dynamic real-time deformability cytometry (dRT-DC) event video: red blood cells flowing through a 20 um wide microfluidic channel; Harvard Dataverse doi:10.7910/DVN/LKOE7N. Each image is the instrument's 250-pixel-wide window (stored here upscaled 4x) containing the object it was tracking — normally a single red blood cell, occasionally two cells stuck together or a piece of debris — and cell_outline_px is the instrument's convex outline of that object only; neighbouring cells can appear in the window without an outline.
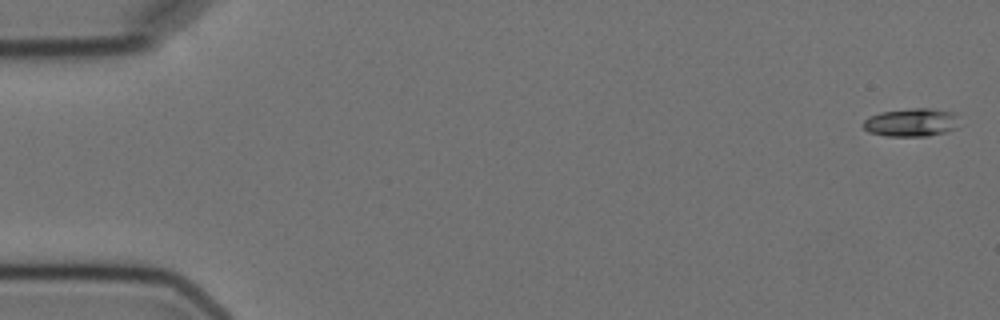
{"species": "Egyptian fruit bat (a non-hibernating species)", "species_latin": "Rousettus aegyptiacus", "temperature_condition": "cold", "stored_images_in_passage": 6, "segment_of_instrument_passage": [1, 2], "camera_frame_rate_fps": 3000, "um_per_image_px": 0.085, "animal": {"sex": "female"}, "frame": {"image": 1, "passage_image": 1, "time_ms": 0.0, "image_size_px": [1000, 320], "cell_outline_px": [[956, 128], [944, 132], [928, 136], [884, 136], [868, 132], [864, 128], [864, 120], [868, 116], [880, 112], [912, 108], [932, 108], [952, 112], [956, 116]], "centroid_in_image_um": [77.41, 10.4], "position_along_channel_um": 7.6, "area_um2": 15.72}}
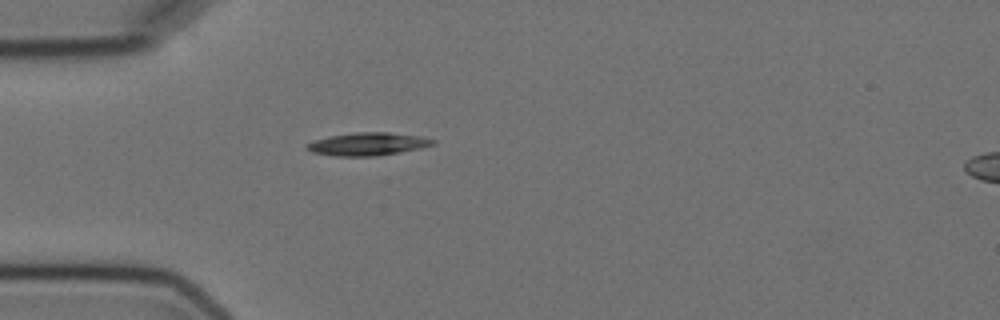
{"frame": {"image": 2, "passage_image": 5, "time_ms": 5.0, "image_size_px": [1000, 320], "cell_outline_px": [[436, 144], [420, 148], [400, 152], [376, 156], [332, 156], [312, 152], [304, 148], [304, 144], [328, 136], [356, 132], [388, 132], [420, 136], [436, 140]], "centroid_in_image_um": [31.24, 12.24], "position_along_channel_um": 53.8, "area_um2": 16.94}}